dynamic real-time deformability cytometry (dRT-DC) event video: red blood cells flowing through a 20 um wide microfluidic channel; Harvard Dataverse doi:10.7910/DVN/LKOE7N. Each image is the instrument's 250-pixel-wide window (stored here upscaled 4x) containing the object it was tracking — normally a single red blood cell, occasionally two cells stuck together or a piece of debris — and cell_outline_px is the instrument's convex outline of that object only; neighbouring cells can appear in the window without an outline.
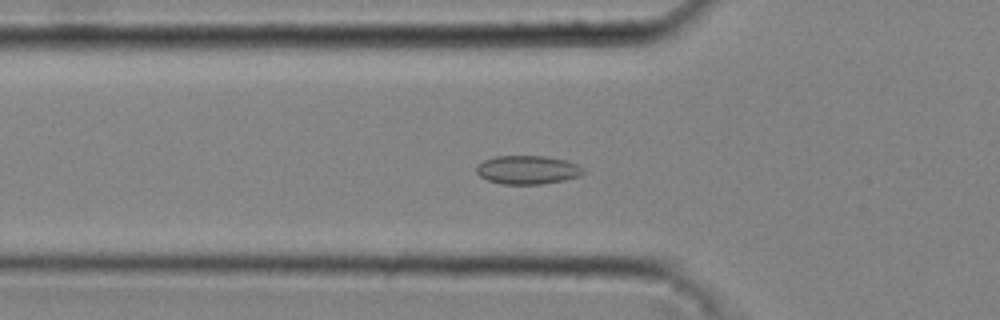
{"species": "common noctule bat (a hibernating species)", "species_latin": "Nyctalus noctula", "temperature_condition": "cold", "stored_images_in_passage": 44, "camera_frame_rate_fps": 3000, "um_per_image_px": 0.085, "animal": {"sex": "male", "body_mass_g": 20.4}, "frame": {"image": 1, "passage_image": 15, "time_ms": 4.667, "image_size_px": [1000, 320], "cell_outline_px": [[584, 172], [580, 176], [564, 180], [540, 184], [500, 184], [488, 180], [480, 176], [476, 172], [476, 168], [484, 160], [496, 156], [544, 156], [564, 160], [580, 164], [584, 168]], "centroid_in_image_um": [44.87, 14.44], "position_along_channel_um": 80.9, "area_um2": 17.8}}
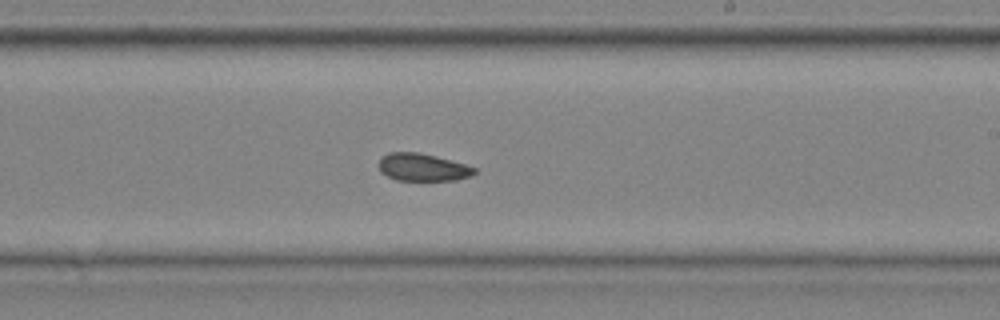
{"frame": {"image": 2, "passage_image": 27, "time_ms": 8.667, "image_size_px": [1000, 320], "cell_outline_px": [[476, 172], [472, 176], [456, 180], [396, 180], [380, 172], [380, 156], [388, 152], [420, 152], [436, 156], [464, 164], [476, 168]], "centroid_in_image_um": [35.92, 14.21], "position_along_channel_um": 253.1, "area_um2": 15.37}}
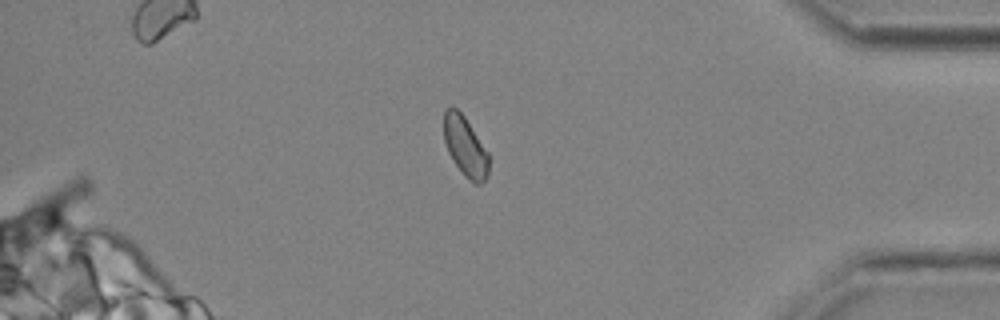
{"frame": {"image": 3, "passage_image": 39, "time_ms": 12.667, "image_size_px": [1000, 320], "cell_outline_px": [[488, 172], [484, 180], [480, 184], [476, 184], [464, 176], [448, 152], [444, 140], [444, 112], [448, 108], [456, 108], [464, 116], [488, 152]], "centroid_in_image_um": [39.54, 12.46], "position_along_channel_um": 395.7, "area_um2": 15.32}, "authors_computed_cell_mechanics": {"area_um2": 16.2707, "velocity_mm_per_s": 4.3073, "shape_relaxation_time_tau1_ms": null, "shape_relaxation_time_tau2_ms": 1.3072, "deformation_change_tau1": null, "deformation_change_tau2": 0.0391}}